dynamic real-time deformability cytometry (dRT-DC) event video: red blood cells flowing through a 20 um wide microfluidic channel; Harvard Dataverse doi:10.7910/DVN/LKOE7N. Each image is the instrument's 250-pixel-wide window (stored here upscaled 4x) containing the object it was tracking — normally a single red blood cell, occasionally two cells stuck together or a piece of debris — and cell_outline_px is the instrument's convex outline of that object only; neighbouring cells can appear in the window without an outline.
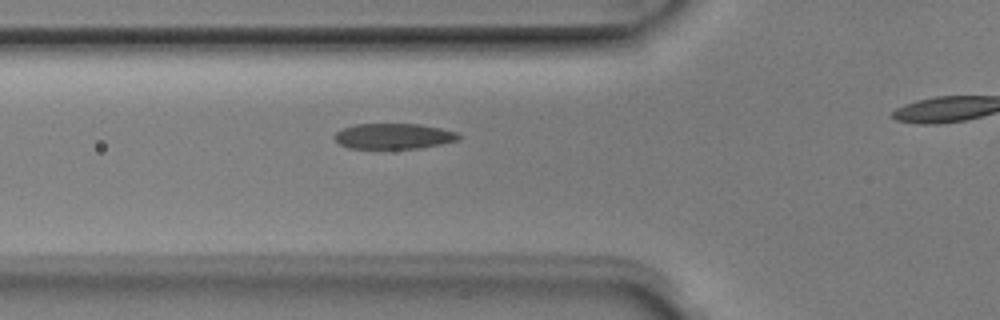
{"species": "Egyptian fruit bat (a non-hibernating species)", "species_latin": "Rousettus aegyptiacus", "temperature_condition": "room temperature", "stored_images_in_passage": 6, "camera_frame_rate_fps": 3000, "um_per_image_px": 0.085, "animal": {"sex": "male"}, "frame": {"image": 1, "passage_image": 5, "time_ms": 1.333, "image_size_px": [1000, 320], "cell_outline_px": [[460, 140], [420, 148], [348, 148], [340, 144], [332, 136], [336, 132], [344, 128], [356, 124], [420, 124], [440, 128], [456, 132], [460, 136]], "centroid_in_image_um": [33.46, 11.57], "position_along_channel_um": 92.3, "area_um2": 18.38}}